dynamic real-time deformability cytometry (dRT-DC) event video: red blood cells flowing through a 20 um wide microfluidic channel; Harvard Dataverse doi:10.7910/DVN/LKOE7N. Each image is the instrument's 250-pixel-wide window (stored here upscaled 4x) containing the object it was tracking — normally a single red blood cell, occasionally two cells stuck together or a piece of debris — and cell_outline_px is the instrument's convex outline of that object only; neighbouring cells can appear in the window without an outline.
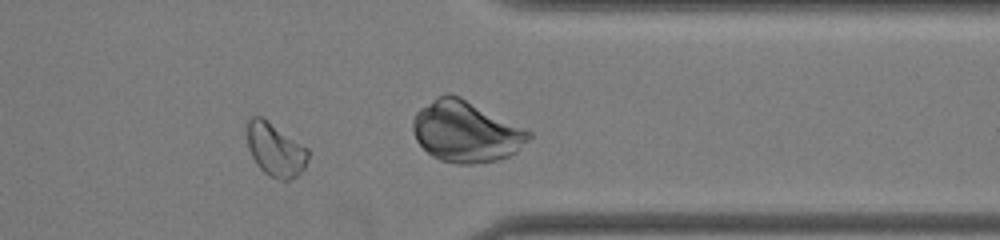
{"species": "common noctule bat (a hibernating species)", "species_latin": "Nyctalus noctula", "temperature_condition": "room temperature", "stored_images_in_passage": 34, "camera_frame_rate_fps": 3000, "um_per_image_px": 0.085, "animal": {"sex": "female", "body_mass_g": 22.0, "forearm_length_mm": 56.7}, "frame": {"image": 1, "passage_image": 25, "time_ms": 8.0, "image_size_px": [1000, 240], "cell_outline_px": [[308, 156], [304, 168], [296, 176], [288, 180], [280, 180], [268, 176], [256, 164], [248, 148], [248, 120], [252, 116], [260, 116], [308, 148]], "centroid_in_image_um": [23.4, 12.75], "position_along_channel_um": 388.0, "area_um2": 18.61}, "authors_computed_cell_mechanics": {"area_um2": 17.8891, "velocity_mm_per_s": 4.0762, "shape_relaxation_time_tau1_ms": null, "shape_relaxation_time_tau2_ms": 2.3243, "deformation_change_tau1": null, "deformation_change_tau2": 0.0565}}